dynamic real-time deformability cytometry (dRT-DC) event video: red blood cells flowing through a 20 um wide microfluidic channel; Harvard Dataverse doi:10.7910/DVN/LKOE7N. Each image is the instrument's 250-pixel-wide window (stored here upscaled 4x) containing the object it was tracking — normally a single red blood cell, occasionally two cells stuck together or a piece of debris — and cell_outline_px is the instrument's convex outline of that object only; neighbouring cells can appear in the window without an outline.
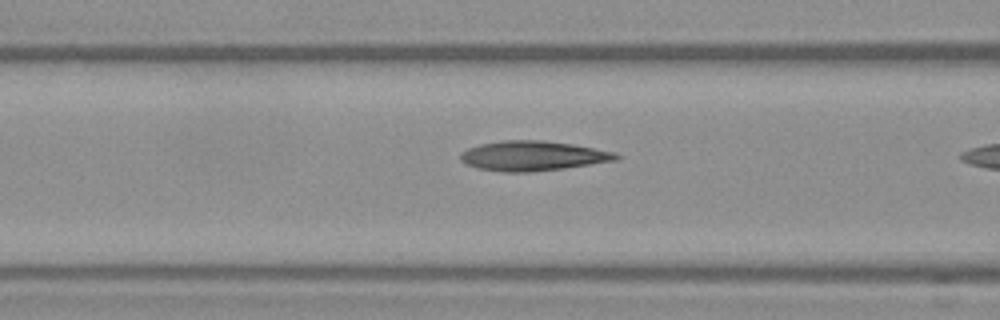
{"species": "Egyptian fruit bat (a non-hibernating species)", "species_latin": "Rousettus aegyptiacus", "temperature_condition": "warm", "stored_images_in_passage": 9, "camera_frame_rate_fps": 3000, "um_per_image_px": 0.085, "frame": {"image": 1, "passage_image": 8, "time_ms": 2.333, "image_size_px": [1000, 320], "cell_outline_px": [[624, 156], [616, 160], [564, 168], [528, 172], [504, 172], [476, 168], [460, 160], [460, 152], [468, 148], [480, 144], [500, 140], [544, 140], [572, 144], [616, 152]], "centroid_in_image_um": [45.29, 13.24], "position_along_channel_um": 121.3, "area_um2": 27.11}}